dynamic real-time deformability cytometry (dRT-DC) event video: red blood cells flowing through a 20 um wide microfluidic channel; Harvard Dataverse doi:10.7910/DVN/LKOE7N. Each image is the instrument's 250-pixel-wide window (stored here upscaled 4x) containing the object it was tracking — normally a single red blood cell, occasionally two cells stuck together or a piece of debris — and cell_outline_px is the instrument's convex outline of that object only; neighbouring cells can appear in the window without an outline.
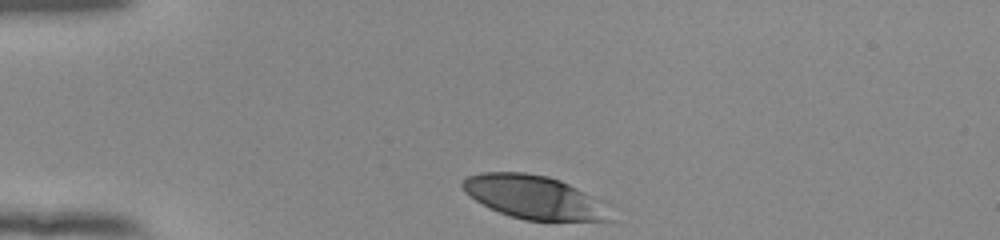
{"species": "human", "species_latin": "Homo sapiens", "temperature_condition": "room temperature", "stored_images_in_passage": 33, "camera_frame_rate_fps": 3000, "um_per_image_px": 0.085, "donor": {"sex": "female"}, "frame": {"image": 1, "passage_image": 1, "time_ms": 0.0, "image_size_px": [1000, 240], "cell_outline_px": [[616, 220], [524, 220], [508, 216], [476, 200], [464, 192], [460, 184], [460, 180], [468, 176], [480, 172], [524, 172], [548, 176], [560, 180], [600, 200]], "centroid_in_image_um": [45.35, 16.75], "position_along_channel_um": 39.6, "area_um2": 37.11}}
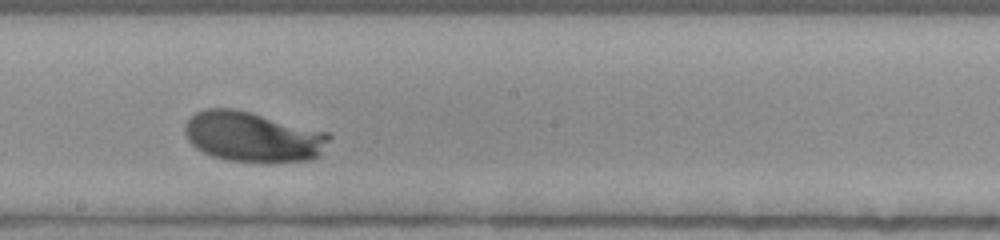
{"frame": {"image": 2, "passage_image": 19, "time_ms": 6.0, "image_size_px": [1000, 240], "cell_outline_px": [[332, 136], [320, 156], [308, 160], [272, 164], [264, 164], [228, 160], [212, 156], [196, 148], [188, 140], [184, 132], [184, 124], [196, 112], [208, 108], [236, 108], [332, 132]], "centroid_in_image_um": [21.56, 11.64], "position_along_channel_um": 226.6, "area_um2": 43.35}}
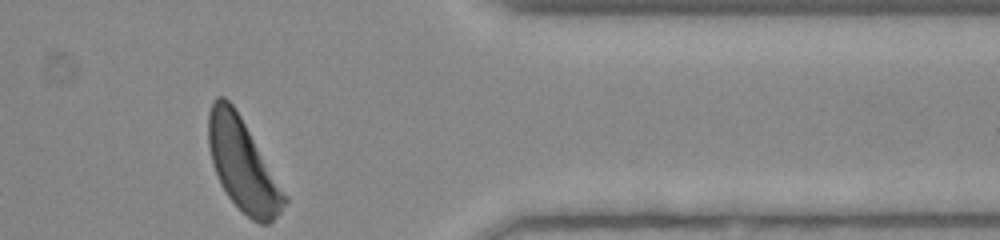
{"frame": {"image": 3, "passage_image": 33, "time_ms": 10.667, "image_size_px": [1000, 240], "cell_outline_px": [[288, 200], [280, 212], [268, 224], [260, 224], [252, 220], [228, 196], [220, 184], [212, 164], [208, 144], [208, 112], [212, 100], [216, 96], [224, 96], [232, 104], [240, 116], [288, 196]], "centroid_in_image_um": [20.61, 13.99], "position_along_channel_um": 390.8, "area_um2": 40.46}, "authors_computed_cell_mechanics": {"area_um2": 40.9224, "velocity_mm_per_s": 3.8407, "shape_relaxation_time_tau1_ms": 2.2118, "shape_relaxation_time_tau2_ms": null, "deformation_change_tau1": 0.138, "deformation_change_tau2": null}}